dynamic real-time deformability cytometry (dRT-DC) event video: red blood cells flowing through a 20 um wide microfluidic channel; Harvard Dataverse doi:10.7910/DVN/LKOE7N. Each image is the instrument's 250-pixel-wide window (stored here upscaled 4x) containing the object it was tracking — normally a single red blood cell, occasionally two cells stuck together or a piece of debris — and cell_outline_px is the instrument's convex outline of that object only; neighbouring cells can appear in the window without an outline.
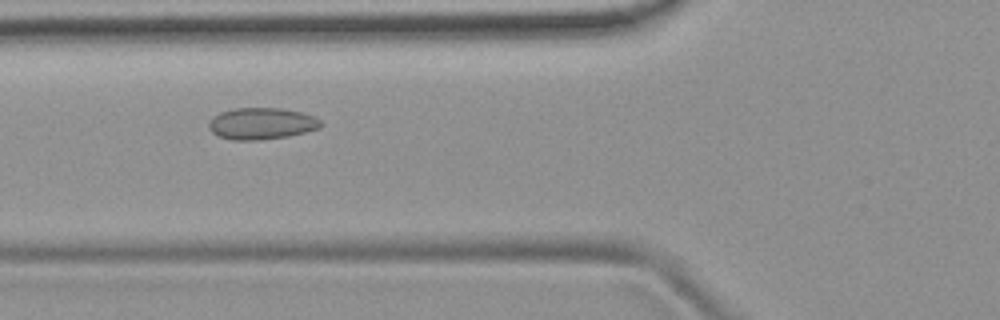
{"species": "common noctule bat (a hibernating species)", "species_latin": "Nyctalus noctula", "temperature_condition": "room temperature", "stored_images_in_passage": 8, "camera_frame_rate_fps": 3000, "um_per_image_px": 0.085, "animal": {"sex": "female", "body_mass_g": 19.9}, "frame": {"image": 1, "passage_image": 3, "time_ms": 2.333, "image_size_px": [1000, 320], "cell_outline_px": [[320, 128], [288, 136], [260, 140], [232, 140], [220, 136], [212, 132], [208, 128], [208, 124], [212, 116], [220, 112], [236, 108], [280, 108], [300, 112], [312, 116], [320, 120]], "centroid_in_image_um": [22.18, 10.5], "position_along_channel_um": 103.6, "area_um2": 20.52}}
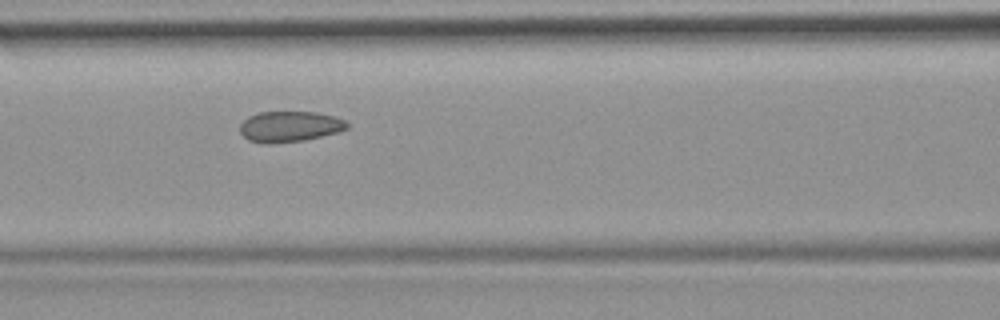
{"frame": {"image": 2, "passage_image": 4, "time_ms": 3.333, "image_size_px": [1000, 320], "cell_outline_px": [[348, 128], [336, 132], [304, 140], [268, 144], [264, 144], [248, 140], [240, 132], [240, 124], [248, 116], [260, 112], [316, 112], [336, 116], [344, 120], [348, 124]], "centroid_in_image_um": [24.6, 10.75], "position_along_channel_um": 142.0, "area_um2": 19.13}}
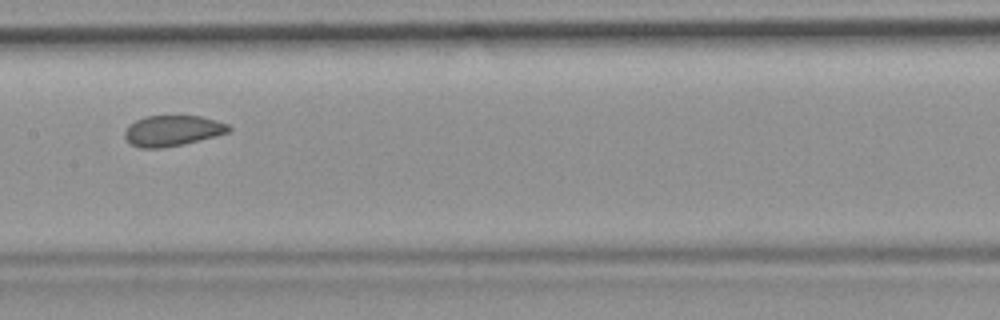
{"frame": {"image": 3, "passage_image": 5, "time_ms": 4.667, "image_size_px": [1000, 320], "cell_outline_px": [[232, 128], [228, 132], [216, 136], [184, 144], [164, 148], [140, 148], [132, 144], [124, 136], [124, 132], [128, 124], [144, 116], [200, 116], [216, 120], [228, 124]], "centroid_in_image_um": [14.65, 11.11], "position_along_channel_um": 192.7, "area_um2": 18.67}}